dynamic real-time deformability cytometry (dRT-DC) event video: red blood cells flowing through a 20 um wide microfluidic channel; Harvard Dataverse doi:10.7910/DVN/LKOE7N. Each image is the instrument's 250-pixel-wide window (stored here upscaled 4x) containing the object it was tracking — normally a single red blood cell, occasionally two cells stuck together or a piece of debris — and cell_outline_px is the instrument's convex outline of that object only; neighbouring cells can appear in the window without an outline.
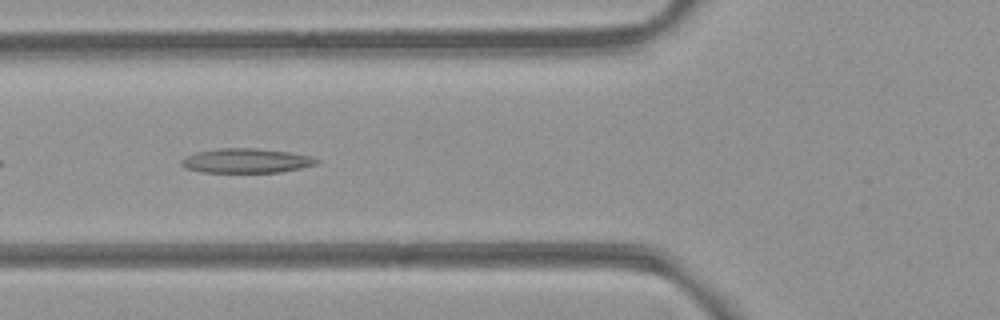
{"species": "common noctule bat (a hibernating species)", "species_latin": "Nyctalus noctula", "temperature_condition": "room temperature", "stored_images_in_passage": 38, "camera_frame_rate_fps": 3000, "um_per_image_px": 0.085, "animal": {"sex": "female", "body_mass_g": 21.9}, "frame": {"image": 1, "passage_image": 5, "time_ms": 1.333, "image_size_px": [1000, 320], "cell_outline_px": [[320, 160], [316, 164], [300, 168], [280, 172], [200, 172], [184, 168], [180, 164], [180, 160], [196, 152], [220, 148], [256, 148], [288, 152], [308, 156]], "centroid_in_image_um": [20.88, 13.66], "position_along_channel_um": 104.9, "area_um2": 19.13}}
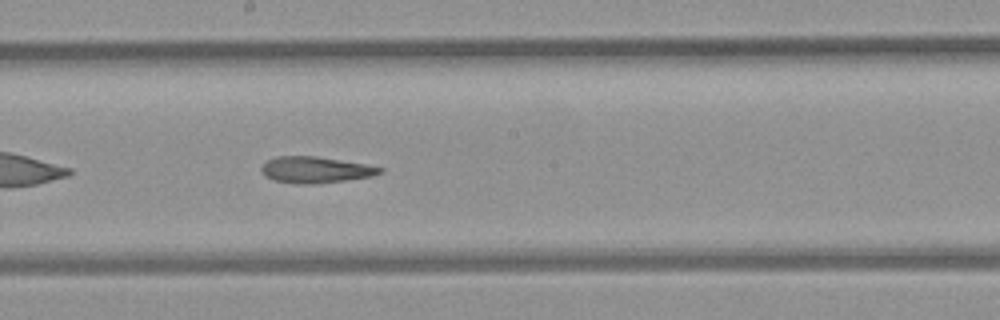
{"frame": {"image": 2, "passage_image": 14, "time_ms": 4.333, "image_size_px": [1000, 320], "cell_outline_px": [[384, 172], [372, 176], [344, 180], [312, 184], [300, 184], [272, 180], [264, 176], [260, 172], [260, 168], [268, 160], [276, 156], [316, 156], [364, 164], [384, 168]], "centroid_in_image_um": [26.78, 14.43], "position_along_channel_um": 221.4, "area_um2": 18.09}}
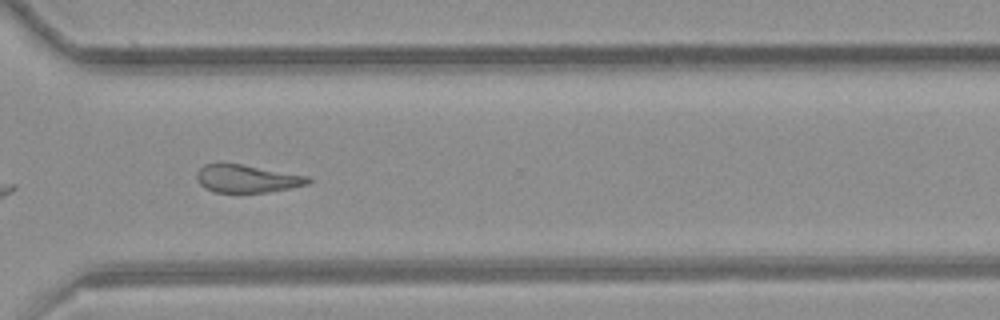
{"frame": {"image": 3, "passage_image": 24, "time_ms": 7.667, "image_size_px": [1000, 320], "cell_outline_px": [[312, 180], [308, 184], [268, 192], [216, 192], [204, 188], [200, 184], [196, 176], [196, 172], [204, 164], [240, 164], [312, 176]], "centroid_in_image_um": [21.02, 15.18], "position_along_channel_um": 349.6, "area_um2": 17.98}, "authors_computed_cell_mechanics": {"area_um2": 19.0162, "velocity_mm_per_s": 3.8625, "shape_relaxation_time_tau1_ms": null, "shape_relaxation_time_tau2_ms": 7.4212, "deformation_change_tau1": null, "deformation_change_tau2": 0.2057}}